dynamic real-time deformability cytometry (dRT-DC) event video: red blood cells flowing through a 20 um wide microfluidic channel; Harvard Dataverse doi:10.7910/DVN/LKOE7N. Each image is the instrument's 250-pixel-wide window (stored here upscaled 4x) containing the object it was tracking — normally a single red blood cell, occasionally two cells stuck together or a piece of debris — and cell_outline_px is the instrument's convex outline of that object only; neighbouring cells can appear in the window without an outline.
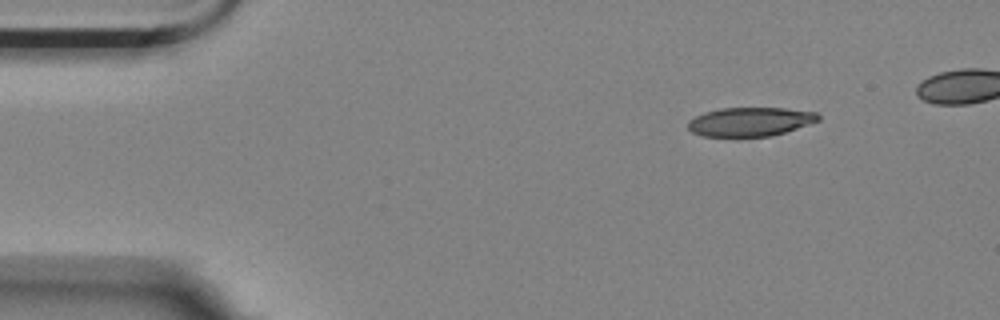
{"species": "Egyptian fruit bat (a non-hibernating species)", "species_latin": "Rousettus aegyptiacus", "temperature_condition": "room temperature", "stored_images_in_passage": 5, "segment_of_instrument_passage": [2, 2], "camera_frame_rate_fps": 3000, "um_per_image_px": 0.085, "animal": {"sex": "female"}, "frame": {"image": 1, "passage_image": 5, "time_ms": 1.333, "image_size_px": [1000, 320], "cell_outline_px": [[820, 120], [772, 136], [704, 136], [692, 132], [688, 128], [688, 120], [704, 112], [720, 108], [784, 108], [816, 112], [820, 116]], "centroid_in_image_um": [63.75, 10.34], "position_along_channel_um": 21.3, "area_um2": 21.79}}